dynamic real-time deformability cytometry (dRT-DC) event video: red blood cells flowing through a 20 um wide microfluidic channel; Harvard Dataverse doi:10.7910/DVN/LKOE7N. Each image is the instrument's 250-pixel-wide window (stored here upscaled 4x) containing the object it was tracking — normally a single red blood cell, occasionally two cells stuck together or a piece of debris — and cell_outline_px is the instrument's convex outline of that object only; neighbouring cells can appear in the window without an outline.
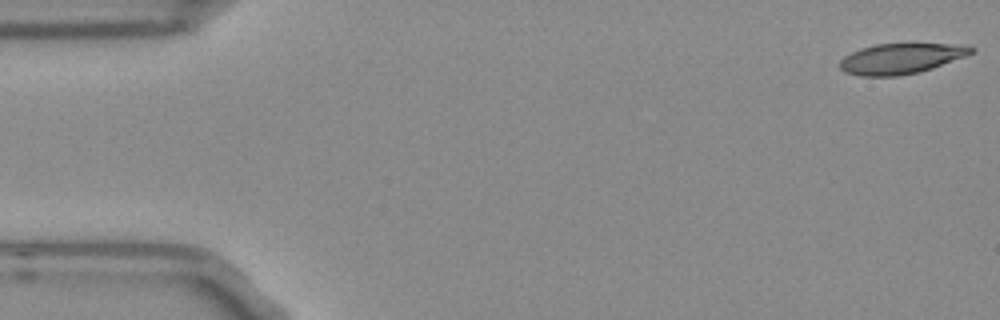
{"species": "Egyptian fruit bat (a non-hibernating species)", "species_latin": "Rousettus aegyptiacus", "temperature_condition": "room temperature", "stored_images_in_passage": 53, "camera_frame_rate_fps": 3000, "um_per_image_px": 0.085, "frame": {"image": 1, "passage_image": 1, "time_ms": 0.0, "image_size_px": [1000, 320], "cell_outline_px": [[976, 52], [932, 68], [920, 72], [900, 76], [860, 76], [844, 72], [840, 68], [840, 60], [844, 56], [860, 48], [876, 44], [908, 40], [972, 44], [976, 48]], "centroid_in_image_um": [76.71, 4.9], "position_along_channel_um": 8.3, "area_um2": 24.91}}
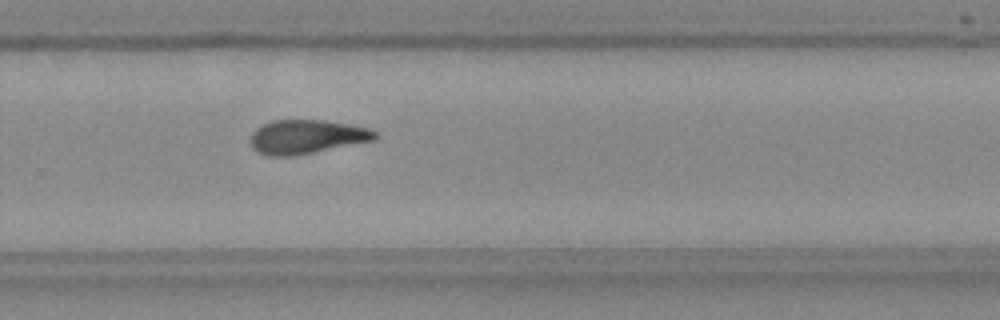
{"frame": {"image": 2, "passage_image": 35, "time_ms": 11.333, "image_size_px": [1000, 320], "cell_outline_px": [[380, 136], [376, 140], [292, 156], [268, 156], [252, 148], [252, 132], [256, 128], [272, 120], [324, 120], [348, 124], [368, 128], [376, 132]], "centroid_in_image_um": [26.09, 11.62], "position_along_channel_um": 303.7, "area_um2": 24.51}}
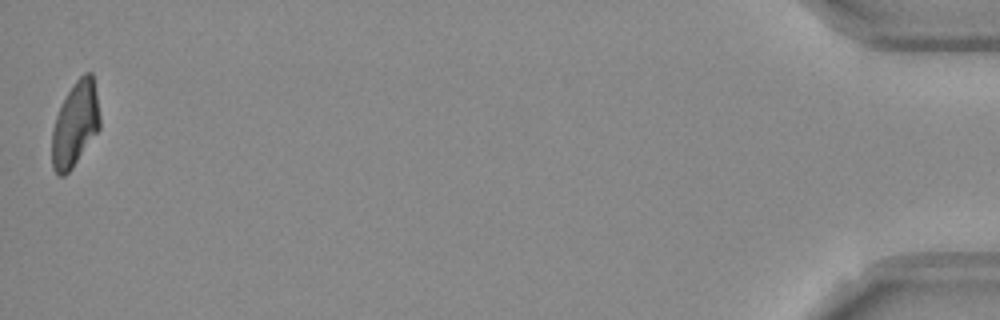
{"frame": {"image": 3, "passage_image": 53, "time_ms": 17.333, "image_size_px": [1000, 320], "cell_outline_px": [[100, 128], [72, 168], [64, 176], [60, 176], [52, 168], [52, 128], [56, 116], [68, 92], [76, 80], [84, 72], [92, 72], [96, 92], [100, 116]], "centroid_in_image_um": [6.39, 10.56], "position_along_channel_um": 428.8, "area_um2": 23.47}, "authors_computed_cell_mechanics": {"area_um2": 24.854, "velocity_mm_per_s": 3.7485, "shape_relaxation_time_tau1_ms": 11.1844, "shape_relaxation_time_tau2_ms": 5.0038, "deformation_change_tau1": 0.2746, "deformation_change_tau2": 0.1312}}